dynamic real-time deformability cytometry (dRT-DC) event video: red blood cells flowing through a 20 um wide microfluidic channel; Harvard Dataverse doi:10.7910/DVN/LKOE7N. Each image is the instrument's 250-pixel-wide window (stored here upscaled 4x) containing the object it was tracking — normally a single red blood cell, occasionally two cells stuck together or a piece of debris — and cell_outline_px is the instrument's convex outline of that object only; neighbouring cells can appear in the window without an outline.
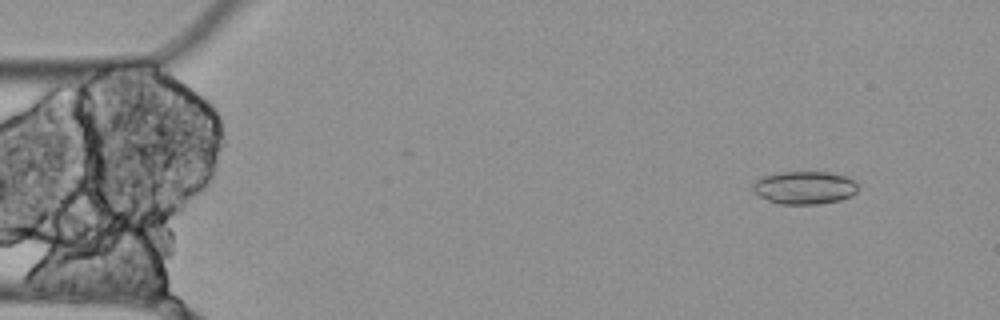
{"species": "Egyptian fruit bat (a non-hibernating species)", "species_latin": "Rousettus aegyptiacus", "temperature_condition": "cold", "stored_images_in_passage": 3, "camera_frame_rate_fps": 3000, "um_per_image_px": 0.085, "animal": {"sex": "female"}, "frame": {"image": 1, "passage_image": 3, "time_ms": 0.667, "image_size_px": [1000, 320], "cell_outline_px": [[856, 192], [852, 196], [840, 200], [820, 204], [780, 204], [768, 200], [752, 192], [752, 184], [756, 180], [764, 176], [780, 172], [828, 172], [844, 176], [852, 180], [856, 184]], "centroid_in_image_um": [68.35, 15.96], "position_along_channel_um": 16.7, "area_um2": 20.11}}